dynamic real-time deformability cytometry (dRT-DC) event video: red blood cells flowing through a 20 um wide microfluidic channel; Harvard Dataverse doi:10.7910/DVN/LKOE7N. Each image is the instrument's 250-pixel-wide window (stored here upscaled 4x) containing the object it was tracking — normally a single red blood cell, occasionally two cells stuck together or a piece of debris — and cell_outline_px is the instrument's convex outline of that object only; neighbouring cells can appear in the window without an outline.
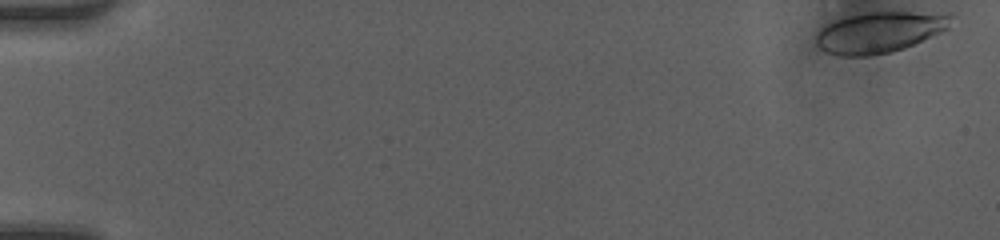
{"species": "human", "species_latin": "Homo sapiens", "temperature_condition": "room temperature", "stored_images_in_passage": 18, "camera_frame_rate_fps": 3000, "um_per_image_px": 0.085, "donor": {"sex": "female"}, "frame": {"image": 1, "passage_image": 1, "time_ms": 0.0, "image_size_px": [1000, 240], "cell_outline_px": [[956, 16], [948, 28], [940, 32], [904, 48], [892, 52], [868, 56], [840, 56], [828, 52], [820, 48], [816, 44], [816, 36], [820, 28], [836, 20], [848, 16], [872, 12], [952, 12]], "centroid_in_image_um": [74.83, 2.72], "position_along_channel_um": 10.2, "area_um2": 32.31}}
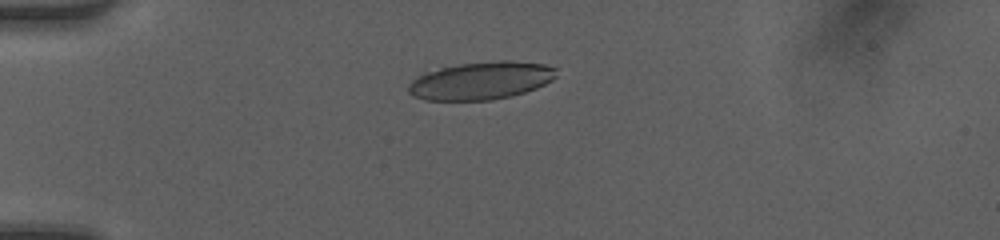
{"frame": {"image": 2, "passage_image": 12, "time_ms": 3.667, "image_size_px": [1000, 240], "cell_outline_px": [[556, 76], [552, 80], [536, 88], [524, 92], [492, 100], [424, 100], [412, 96], [408, 92], [408, 84], [424, 68], [460, 64], [500, 60], [512, 60], [544, 64], [556, 68]], "centroid_in_image_um": [40.78, 6.83], "position_along_channel_um": 44.2, "area_um2": 33.18}}
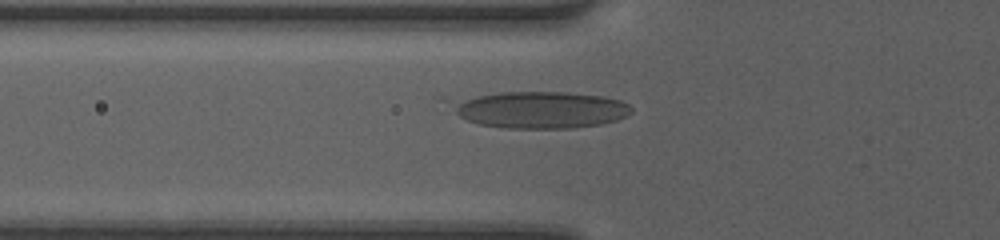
{"frame": {"image": 3, "passage_image": 17, "time_ms": 5.333, "image_size_px": [1000, 240], "cell_outline_px": [[632, 112], [616, 120], [600, 124], [572, 128], [504, 128], [480, 124], [468, 120], [460, 116], [440, 100], [440, 96], [500, 92], [564, 92], [604, 96], [620, 100], [628, 104], [632, 108]], "centroid_in_image_um": [45.64, 9.29], "position_along_channel_um": 80.2, "area_um2": 40.0}}